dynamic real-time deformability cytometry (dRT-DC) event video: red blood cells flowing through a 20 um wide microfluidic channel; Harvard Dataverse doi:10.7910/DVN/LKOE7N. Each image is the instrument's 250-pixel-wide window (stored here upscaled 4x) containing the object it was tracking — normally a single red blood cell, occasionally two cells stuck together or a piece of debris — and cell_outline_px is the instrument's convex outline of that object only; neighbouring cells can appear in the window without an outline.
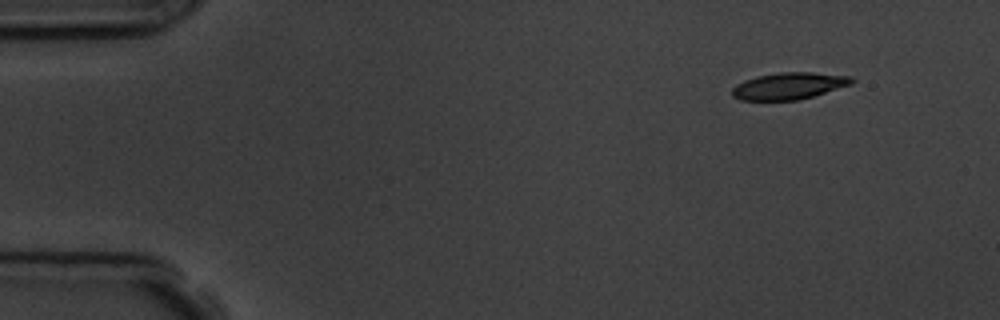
{"species": "common noctule bat (a hibernating species)", "species_latin": "Nyctalus noctula", "temperature_condition": "room temperature", "stored_images_in_passage": 3, "camera_frame_rate_fps": 3000, "um_per_image_px": 0.085, "animal": {"sex": "male", "body_mass_g": 19.5, "forearm_length_mm": 54.6}, "frame": {"image": 1, "passage_image": 1, "time_ms": 0.0, "image_size_px": [1000, 320], "cell_outline_px": [[856, 80], [852, 84], [800, 100], [740, 100], [732, 96], [732, 88], [736, 84], [744, 80], [756, 76], [780, 72], [812, 72], [852, 76]], "centroid_in_image_um": [67.07, 7.3], "position_along_channel_um": 17.9, "area_um2": 18.84}}